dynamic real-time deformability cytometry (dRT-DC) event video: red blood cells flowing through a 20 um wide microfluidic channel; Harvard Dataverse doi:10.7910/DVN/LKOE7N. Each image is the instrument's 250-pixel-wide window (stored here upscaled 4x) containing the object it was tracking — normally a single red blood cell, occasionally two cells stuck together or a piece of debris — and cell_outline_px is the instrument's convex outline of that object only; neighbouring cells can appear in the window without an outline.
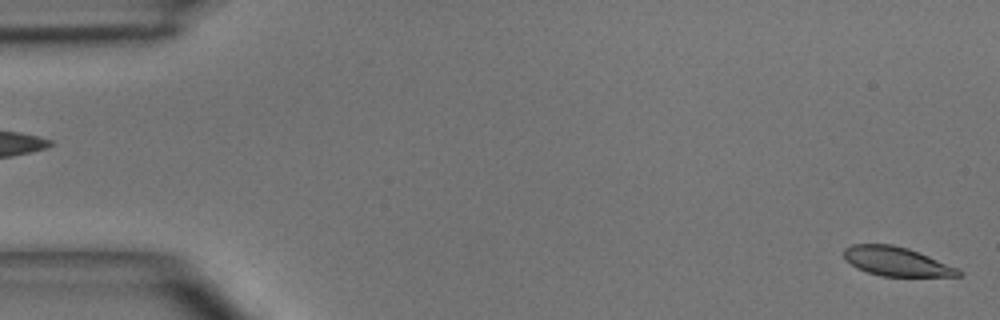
{"species": "common noctule bat (a hibernating species)", "species_latin": "Nyctalus noctula", "temperature_condition": "room temperature", "stored_images_in_passage": 5, "segment_of_instrument_passage": [2, 2], "camera_frame_rate_fps": 3000, "um_per_image_px": 0.085, "animal": {"sex": "male", "body_mass_g": 15.6}, "frame": {"image": 1, "passage_image": 5, "time_ms": 4.667, "image_size_px": [1000, 320], "cell_outline_px": [[964, 272], [960, 276], [880, 276], [856, 268], [844, 260], [844, 248], [852, 244], [892, 244], [908, 248], [960, 268]], "centroid_in_image_um": [76.21, 22.22], "position_along_channel_um": 8.8, "area_um2": 19.59}}